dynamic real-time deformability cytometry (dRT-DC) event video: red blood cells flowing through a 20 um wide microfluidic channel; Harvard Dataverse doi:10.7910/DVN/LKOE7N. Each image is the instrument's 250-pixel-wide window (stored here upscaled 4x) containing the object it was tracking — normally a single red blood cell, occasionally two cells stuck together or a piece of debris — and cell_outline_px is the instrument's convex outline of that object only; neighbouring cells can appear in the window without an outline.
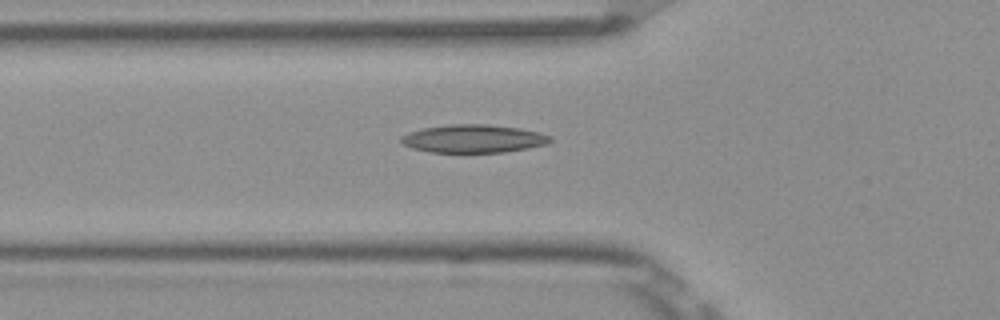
{"species": "Egyptian fruit bat (a non-hibernating species)", "species_latin": "Rousettus aegyptiacus", "temperature_condition": "room temperature", "stored_images_in_passage": 4, "camera_frame_rate_fps": 3000, "um_per_image_px": 0.085, "frame": {"image": 1, "passage_image": 4, "time_ms": 1.0, "image_size_px": [1000, 320], "cell_outline_px": [[552, 140], [548, 144], [528, 148], [504, 152], [432, 152], [412, 148], [404, 144], [400, 140], [400, 136], [408, 132], [424, 128], [448, 124], [488, 124], [520, 128], [540, 132], [552, 136]], "centroid_in_image_um": [40.27, 11.78], "position_along_channel_um": 85.5, "area_um2": 24.51}}